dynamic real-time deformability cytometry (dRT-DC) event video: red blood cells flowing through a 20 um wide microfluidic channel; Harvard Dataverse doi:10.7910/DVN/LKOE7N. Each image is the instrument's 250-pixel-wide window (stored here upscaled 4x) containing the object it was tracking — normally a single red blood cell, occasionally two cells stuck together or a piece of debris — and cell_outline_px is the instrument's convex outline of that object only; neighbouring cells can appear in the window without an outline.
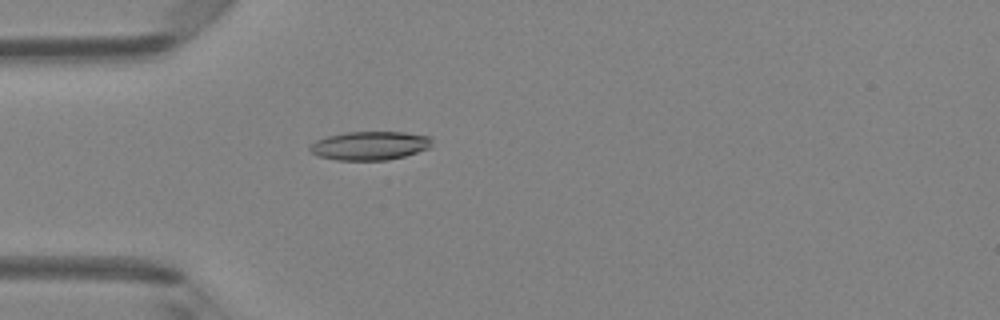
{"species": "Egyptian fruit bat (a non-hibernating species)", "species_latin": "Rousettus aegyptiacus", "temperature_condition": "room temperature", "stored_images_in_passage": 44, "camera_frame_rate_fps": 3000, "um_per_image_px": 0.085, "animal": {"sex": "female"}, "frame": {"image": 1, "passage_image": 10, "time_ms": 3.0, "image_size_px": [1000, 320], "cell_outline_px": [[432, 144], [428, 148], [404, 156], [388, 160], [336, 160], [320, 156], [312, 152], [308, 148], [316, 140], [328, 136], [344, 132], [404, 132], [428, 136], [432, 140]], "centroid_in_image_um": [31.43, 12.38], "position_along_channel_um": 53.6, "area_um2": 20.23}}
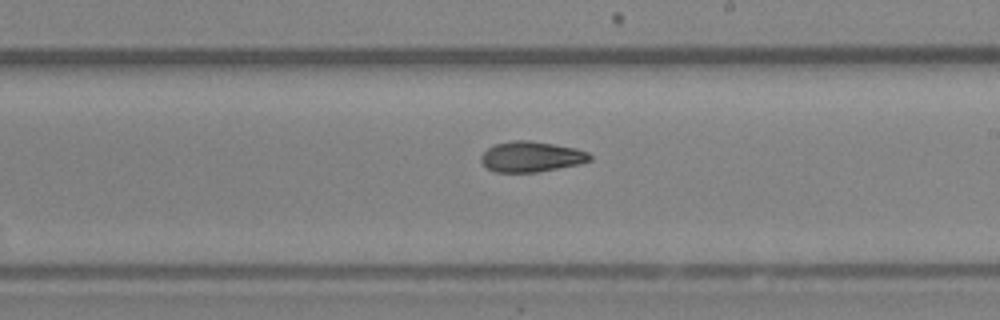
{"frame": {"image": 2, "passage_image": 24, "time_ms": 7.667, "image_size_px": [1000, 320], "cell_outline_px": [[592, 160], [580, 164], [536, 172], [496, 172], [488, 168], [480, 160], [480, 156], [488, 148], [496, 144], [512, 140], [528, 140], [576, 148], [588, 152], [592, 156]], "centroid_in_image_um": [45.18, 13.32], "position_along_channel_um": 243.8, "area_um2": 19.25}}
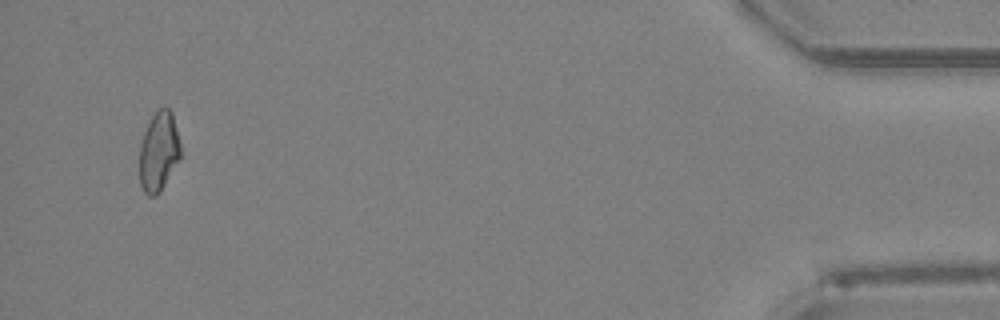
{"frame": {"image": 3, "passage_image": 42, "time_ms": 13.667, "image_size_px": [1000, 320], "cell_outline_px": [[180, 160], [160, 192], [156, 196], [148, 196], [144, 192], [140, 184], [140, 144], [144, 132], [156, 108], [168, 108], [172, 112], [180, 140]], "centroid_in_image_um": [13.5, 12.89], "position_along_channel_um": 421.7, "area_um2": 19.19}, "authors_computed_cell_mechanics": {"area_um2": 19.7676, "velocity_mm_per_s": 4.2559, "shape_relaxation_time_tau1_ms": 3.8525, "shape_relaxation_time_tau2_ms": 5.0381, "deformation_change_tau1": 0.1466, "deformation_change_tau2": 0.1256}}